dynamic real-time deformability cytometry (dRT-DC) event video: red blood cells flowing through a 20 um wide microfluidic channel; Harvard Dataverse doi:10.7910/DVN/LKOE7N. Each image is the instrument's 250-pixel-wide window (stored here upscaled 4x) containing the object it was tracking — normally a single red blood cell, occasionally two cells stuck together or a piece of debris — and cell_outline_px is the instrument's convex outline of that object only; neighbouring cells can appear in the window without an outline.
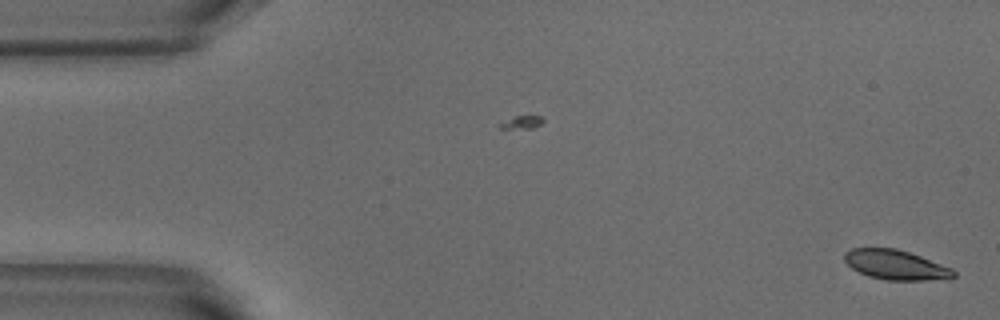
{"species": "common noctule bat (a hibernating species)", "species_latin": "Nyctalus noctula", "temperature_condition": "warm", "stored_images_in_passage": 52, "camera_frame_rate_fps": 3000, "um_per_image_px": 0.085, "animal": {"sex": "male", "body_mass_g": 18.8}, "frame": {"image": 1, "passage_image": 1, "time_ms": 0.0, "image_size_px": [1000, 320], "cell_outline_px": [[956, 276], [952, 280], [884, 280], [868, 276], [852, 268], [844, 260], [844, 252], [852, 248], [896, 248], [920, 256], [952, 268], [956, 272]], "centroid_in_image_um": [76.18, 22.53], "position_along_channel_um": 8.8, "area_um2": 19.07}}
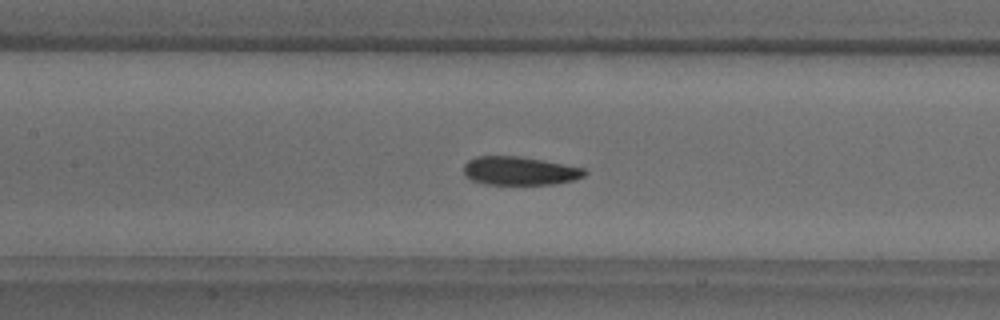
{"frame": {"image": 2, "passage_image": 23, "time_ms": 7.333, "image_size_px": [1000, 320], "cell_outline_px": [[588, 172], [584, 176], [572, 180], [556, 184], [484, 184], [472, 180], [464, 176], [464, 164], [468, 160], [476, 156], [520, 156], [564, 164], [584, 168]], "centroid_in_image_um": [44.15, 14.52], "position_along_channel_um": 163.3, "area_um2": 20.11}}
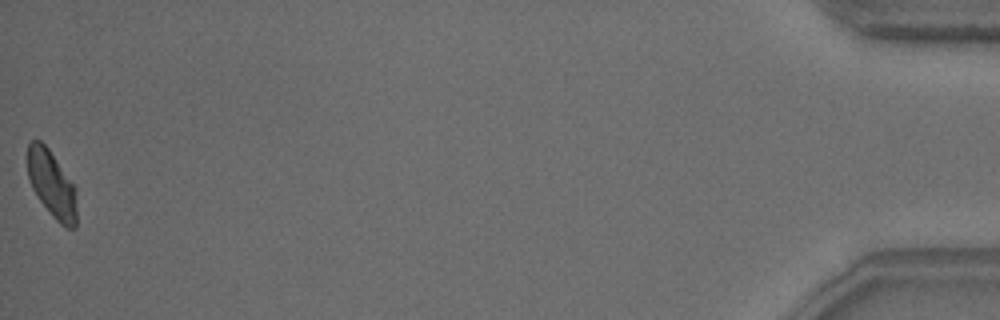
{"frame": {"image": 3, "passage_image": 52, "time_ms": 17.0, "image_size_px": [1000, 320], "cell_outline_px": [[76, 228], [68, 228], [60, 224], [52, 216], [40, 200], [32, 188], [28, 176], [28, 144], [32, 140], [40, 140], [48, 148], [76, 188]], "centroid_in_image_um": [4.41, 15.67], "position_along_channel_um": 430.8, "area_um2": 18.96}, "authors_computed_cell_mechanics": {"area_um2": 20.3456, "velocity_mm_per_s": 3.8053, "shape_relaxation_time_tau1_ms": 2.1874, "shape_relaxation_time_tau2_ms": 2.4234, "deformation_change_tau1": 0.1199, "deformation_change_tau2": 0.0813}}